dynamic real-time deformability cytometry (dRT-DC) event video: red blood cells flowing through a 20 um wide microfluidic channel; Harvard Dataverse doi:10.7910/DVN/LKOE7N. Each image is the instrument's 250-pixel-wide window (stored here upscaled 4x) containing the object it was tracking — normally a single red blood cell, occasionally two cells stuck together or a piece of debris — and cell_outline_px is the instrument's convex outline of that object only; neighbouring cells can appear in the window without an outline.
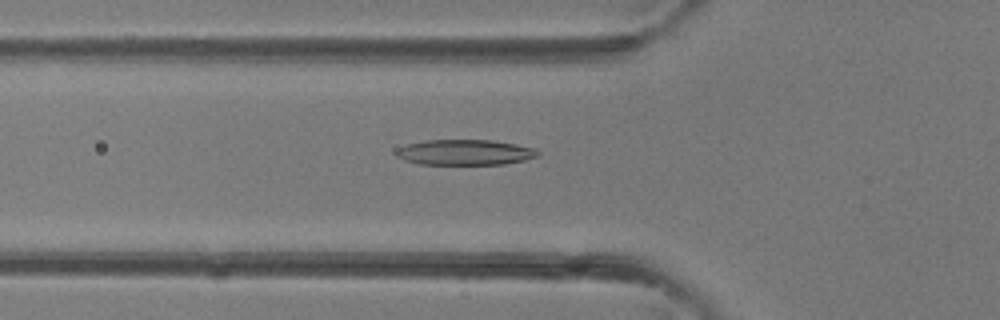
{"species": "common noctule bat (a hibernating species)", "species_latin": "Nyctalus noctula", "temperature_condition": "room temperature", "stored_images_in_passage": 42, "camera_frame_rate_fps": 3000, "um_per_image_px": 0.085, "animal": {"sex": "female"}, "frame": {"image": 1, "passage_image": 15, "time_ms": 4.667, "image_size_px": [1000, 320], "cell_outline_px": [[540, 156], [524, 160], [504, 164], [420, 164], [404, 160], [396, 156], [396, 148], [408, 144], [424, 140], [492, 140], [516, 144], [536, 148], [540, 152]], "centroid_in_image_um": [39.54, 12.94], "position_along_channel_um": 86.3, "area_um2": 21.15}}
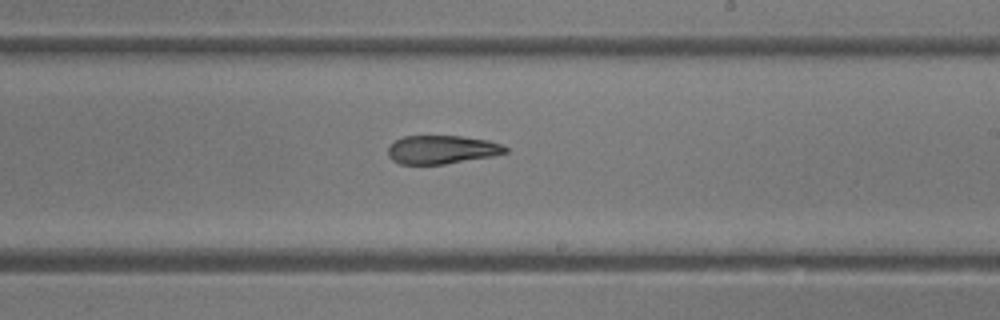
{"frame": {"image": 2, "passage_image": 25, "time_ms": 8.0, "image_size_px": [1000, 320], "cell_outline_px": [[508, 152], [492, 156], [444, 164], [400, 164], [392, 160], [388, 156], [388, 148], [396, 140], [404, 136], [460, 136], [488, 140], [500, 144], [508, 148]], "centroid_in_image_um": [37.55, 12.72], "position_along_channel_um": 251.4, "area_um2": 19.36}}
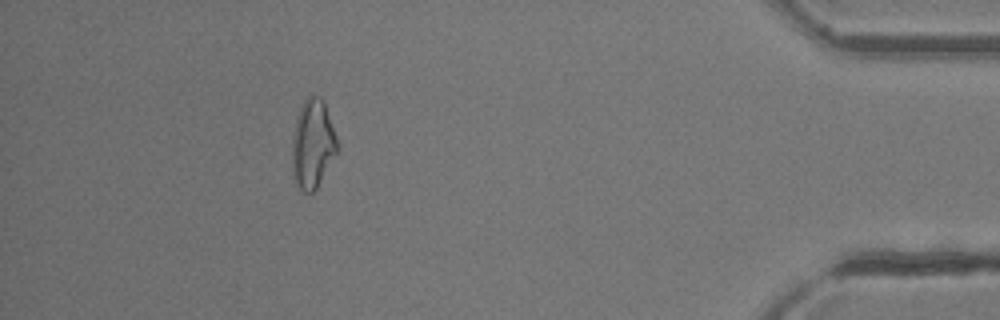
{"frame": {"image": 3, "passage_image": 38, "time_ms": 12.333, "image_size_px": [1000, 320], "cell_outline_px": [[336, 152], [316, 188], [312, 192], [304, 192], [296, 188], [292, 172], [292, 136], [296, 120], [300, 108], [304, 100], [308, 96], [320, 96], [324, 100], [336, 136]], "centroid_in_image_um": [26.54, 12.23], "position_along_channel_um": 408.7, "area_um2": 23.12}}